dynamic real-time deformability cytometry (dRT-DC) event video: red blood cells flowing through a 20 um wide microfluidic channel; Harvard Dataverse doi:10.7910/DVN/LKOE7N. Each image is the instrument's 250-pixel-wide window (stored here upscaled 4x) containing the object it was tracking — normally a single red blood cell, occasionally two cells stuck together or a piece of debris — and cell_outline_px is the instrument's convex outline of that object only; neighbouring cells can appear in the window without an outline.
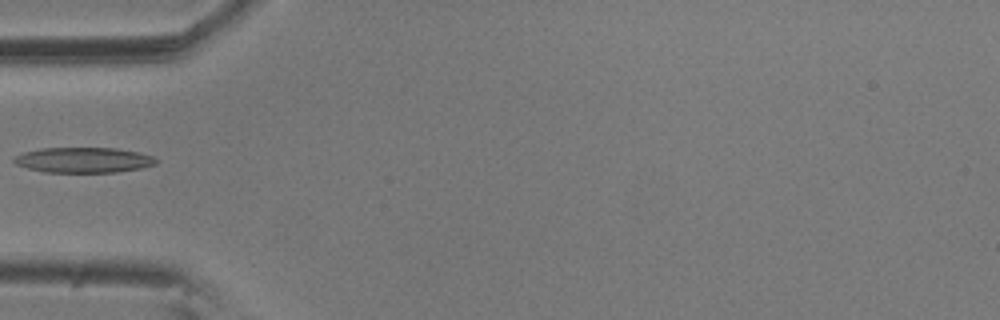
{"species": "common noctule bat (a hibernating species)", "species_latin": "Nyctalus noctula", "temperature_condition": "room temperature", "stored_images_in_passage": 7, "camera_frame_rate_fps": 3000, "um_per_image_px": 0.085, "animal": {"sex": "male", "body_mass_g": 20.5, "forearm_length_mm": 52.5}, "frame": {"image": 1, "passage_image": 6, "time_ms": 1.667, "image_size_px": [1000, 320], "cell_outline_px": [[156, 164], [140, 168], [116, 172], [44, 172], [28, 168], [16, 164], [12, 160], [12, 156], [24, 152], [40, 148], [116, 148], [136, 152], [152, 156], [156, 160]], "centroid_in_image_um": [7.04, 13.6], "position_along_channel_um": 78.0, "area_um2": 20.87}}
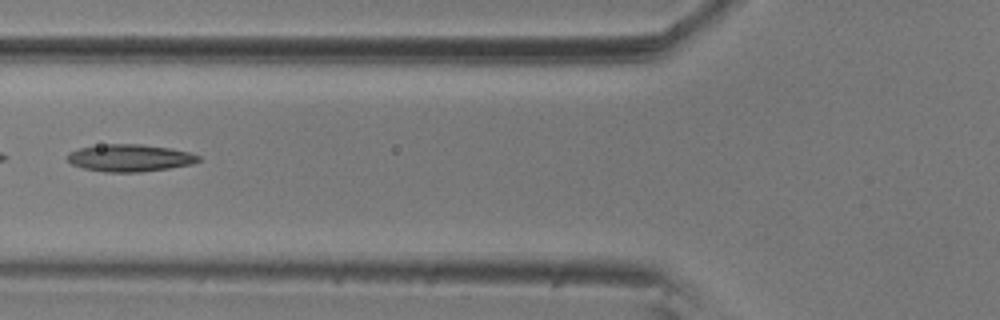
{"frame": {"image": 2, "passage_image": 7, "time_ms": 2.0, "image_size_px": [1000, 320], "cell_outline_px": [[200, 160], [192, 164], [168, 168], [140, 172], [104, 172], [84, 168], [72, 164], [68, 160], [68, 152], [80, 148], [108, 144], [140, 144], [172, 148], [188, 152], [200, 156]], "centroid_in_image_um": [11.05, 13.42], "position_along_channel_um": 114.8, "area_um2": 20.63}}